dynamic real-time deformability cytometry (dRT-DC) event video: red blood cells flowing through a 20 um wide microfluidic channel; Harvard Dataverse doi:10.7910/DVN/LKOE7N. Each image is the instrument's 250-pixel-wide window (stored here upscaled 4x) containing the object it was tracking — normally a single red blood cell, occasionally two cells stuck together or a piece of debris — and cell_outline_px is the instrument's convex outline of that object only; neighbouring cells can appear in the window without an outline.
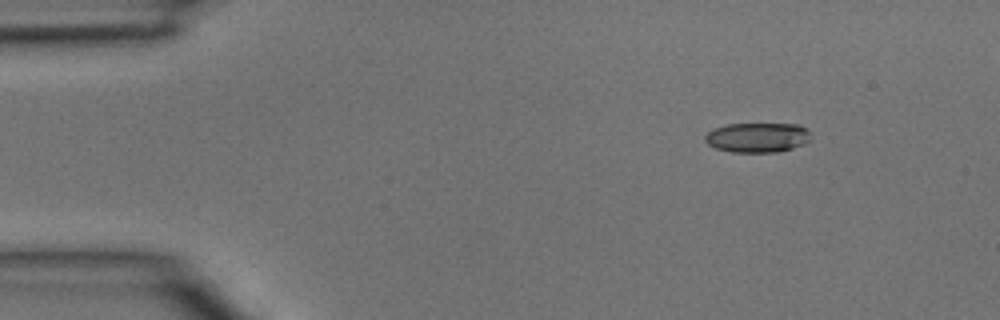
{"species": "common noctule bat (a hibernating species)", "species_latin": "Nyctalus noctula", "temperature_condition": "room temperature", "stored_images_in_passage": 3, "camera_frame_rate_fps": 3000, "um_per_image_px": 0.085, "animal": {"sex": "male", "body_mass_g": 15.6}, "frame": {"image": 1, "passage_image": 1, "time_ms": 0.0, "image_size_px": [1000, 320], "cell_outline_px": [[808, 140], [804, 144], [780, 152], [732, 152], [716, 148], [708, 144], [704, 140], [704, 136], [712, 128], [728, 124], [800, 124], [808, 132]], "centroid_in_image_um": [64.33, 11.68], "position_along_channel_um": 20.7, "area_um2": 18.26}}
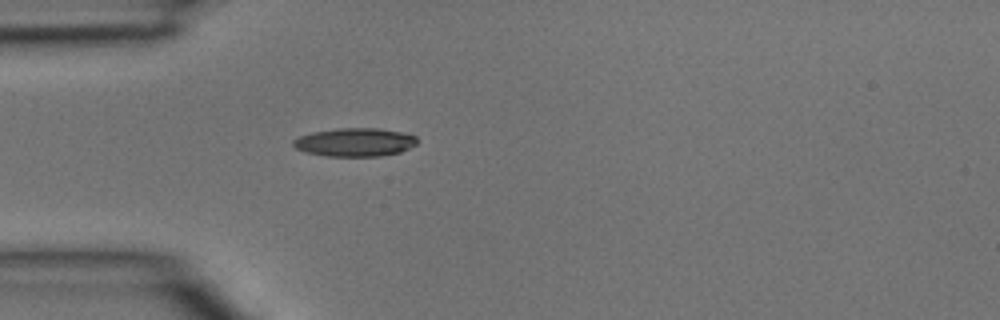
{"frame": {"image": 2, "passage_image": 3, "time_ms": 0.667, "image_size_px": [1000, 320], "cell_outline_px": [[416, 144], [400, 152], [380, 156], [324, 156], [304, 152], [296, 148], [292, 144], [292, 140], [300, 136], [312, 132], [336, 128], [380, 128], [400, 132], [416, 136]], "centroid_in_image_um": [30.12, 12.09], "position_along_channel_um": 54.9, "area_um2": 20.52}}